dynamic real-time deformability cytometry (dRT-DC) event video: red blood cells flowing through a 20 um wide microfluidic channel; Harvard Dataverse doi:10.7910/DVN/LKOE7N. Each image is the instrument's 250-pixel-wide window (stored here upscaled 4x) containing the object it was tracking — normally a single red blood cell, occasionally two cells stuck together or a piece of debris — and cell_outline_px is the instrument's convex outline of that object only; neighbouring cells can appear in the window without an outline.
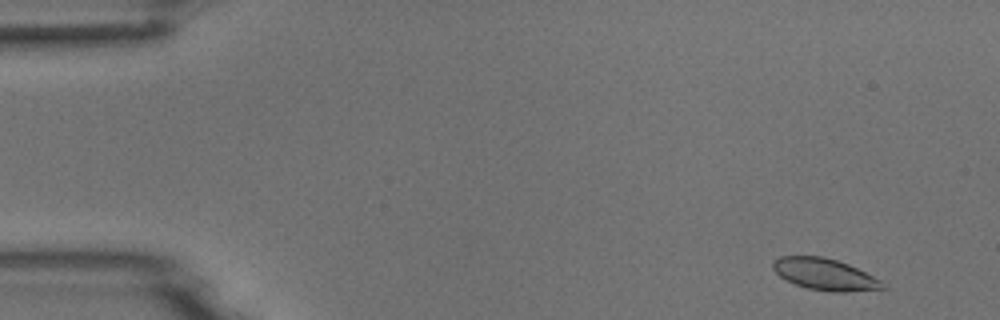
{"species": "common noctule bat (a hibernating species)", "species_latin": "Nyctalus noctula", "temperature_condition": "room temperature", "stored_images_in_passage": 5, "camera_frame_rate_fps": 3000, "um_per_image_px": 0.085, "animal": {"sex": "male", "body_mass_g": 18.8}, "frame": {"image": 1, "passage_image": 1, "time_ms": 0.0, "image_size_px": [1000, 320], "cell_outline_px": [[888, 288], [848, 292], [832, 292], [808, 288], [796, 284], [780, 276], [772, 268], [772, 260], [780, 256], [824, 256], [848, 264], [880, 280]], "centroid_in_image_um": [70.09, 23.31], "position_along_channel_um": 14.9, "area_um2": 20.06}}